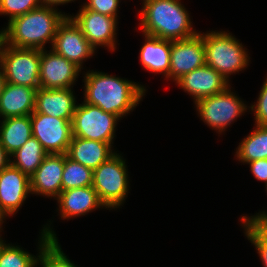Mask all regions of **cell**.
<instances>
[{
	"label": "cell",
	"mask_w": 267,
	"mask_h": 267,
	"mask_svg": "<svg viewBox=\"0 0 267 267\" xmlns=\"http://www.w3.org/2000/svg\"><path fill=\"white\" fill-rule=\"evenodd\" d=\"M66 16L56 7L41 5L8 22L0 30L3 41L16 48L44 50L47 43L52 46L57 27Z\"/></svg>",
	"instance_id": "2"
},
{
	"label": "cell",
	"mask_w": 267,
	"mask_h": 267,
	"mask_svg": "<svg viewBox=\"0 0 267 267\" xmlns=\"http://www.w3.org/2000/svg\"><path fill=\"white\" fill-rule=\"evenodd\" d=\"M93 183V170L72 160L64 154L62 191L72 188L88 187Z\"/></svg>",
	"instance_id": "26"
},
{
	"label": "cell",
	"mask_w": 267,
	"mask_h": 267,
	"mask_svg": "<svg viewBox=\"0 0 267 267\" xmlns=\"http://www.w3.org/2000/svg\"><path fill=\"white\" fill-rule=\"evenodd\" d=\"M140 26L143 34L166 40H182L196 35L189 12L180 0H143Z\"/></svg>",
	"instance_id": "3"
},
{
	"label": "cell",
	"mask_w": 267,
	"mask_h": 267,
	"mask_svg": "<svg viewBox=\"0 0 267 267\" xmlns=\"http://www.w3.org/2000/svg\"><path fill=\"white\" fill-rule=\"evenodd\" d=\"M0 122V143L10 155L32 137L30 115L9 117Z\"/></svg>",
	"instance_id": "22"
},
{
	"label": "cell",
	"mask_w": 267,
	"mask_h": 267,
	"mask_svg": "<svg viewBox=\"0 0 267 267\" xmlns=\"http://www.w3.org/2000/svg\"><path fill=\"white\" fill-rule=\"evenodd\" d=\"M64 154H47L30 177L31 194L56 199L62 191Z\"/></svg>",
	"instance_id": "16"
},
{
	"label": "cell",
	"mask_w": 267,
	"mask_h": 267,
	"mask_svg": "<svg viewBox=\"0 0 267 267\" xmlns=\"http://www.w3.org/2000/svg\"><path fill=\"white\" fill-rule=\"evenodd\" d=\"M6 83V79H5V76H4V72L0 66V96L2 94V91H3V88H4V85Z\"/></svg>",
	"instance_id": "36"
},
{
	"label": "cell",
	"mask_w": 267,
	"mask_h": 267,
	"mask_svg": "<svg viewBox=\"0 0 267 267\" xmlns=\"http://www.w3.org/2000/svg\"><path fill=\"white\" fill-rule=\"evenodd\" d=\"M40 59L39 49L16 48L4 41L0 48V66L6 82L14 85L40 88Z\"/></svg>",
	"instance_id": "6"
},
{
	"label": "cell",
	"mask_w": 267,
	"mask_h": 267,
	"mask_svg": "<svg viewBox=\"0 0 267 267\" xmlns=\"http://www.w3.org/2000/svg\"><path fill=\"white\" fill-rule=\"evenodd\" d=\"M32 136L47 154H66L72 139V122L33 112L30 115Z\"/></svg>",
	"instance_id": "9"
},
{
	"label": "cell",
	"mask_w": 267,
	"mask_h": 267,
	"mask_svg": "<svg viewBox=\"0 0 267 267\" xmlns=\"http://www.w3.org/2000/svg\"><path fill=\"white\" fill-rule=\"evenodd\" d=\"M206 64L203 33L186 39L171 41L169 80L177 81Z\"/></svg>",
	"instance_id": "12"
},
{
	"label": "cell",
	"mask_w": 267,
	"mask_h": 267,
	"mask_svg": "<svg viewBox=\"0 0 267 267\" xmlns=\"http://www.w3.org/2000/svg\"><path fill=\"white\" fill-rule=\"evenodd\" d=\"M46 155L47 153L41 143L32 136L20 149L10 155L11 165L30 178L41 165Z\"/></svg>",
	"instance_id": "25"
},
{
	"label": "cell",
	"mask_w": 267,
	"mask_h": 267,
	"mask_svg": "<svg viewBox=\"0 0 267 267\" xmlns=\"http://www.w3.org/2000/svg\"><path fill=\"white\" fill-rule=\"evenodd\" d=\"M31 194L30 178L11 164L0 171V210L14 216Z\"/></svg>",
	"instance_id": "14"
},
{
	"label": "cell",
	"mask_w": 267,
	"mask_h": 267,
	"mask_svg": "<svg viewBox=\"0 0 267 267\" xmlns=\"http://www.w3.org/2000/svg\"><path fill=\"white\" fill-rule=\"evenodd\" d=\"M4 242L3 238L0 237V248H1V244Z\"/></svg>",
	"instance_id": "39"
},
{
	"label": "cell",
	"mask_w": 267,
	"mask_h": 267,
	"mask_svg": "<svg viewBox=\"0 0 267 267\" xmlns=\"http://www.w3.org/2000/svg\"><path fill=\"white\" fill-rule=\"evenodd\" d=\"M6 217L7 216L0 210V233L3 231L2 227H3V223H4V220L6 219ZM1 236L2 235L0 234V237Z\"/></svg>",
	"instance_id": "37"
},
{
	"label": "cell",
	"mask_w": 267,
	"mask_h": 267,
	"mask_svg": "<svg viewBox=\"0 0 267 267\" xmlns=\"http://www.w3.org/2000/svg\"><path fill=\"white\" fill-rule=\"evenodd\" d=\"M264 81L256 103L248 108L254 112L255 124L260 126H267V76Z\"/></svg>",
	"instance_id": "30"
},
{
	"label": "cell",
	"mask_w": 267,
	"mask_h": 267,
	"mask_svg": "<svg viewBox=\"0 0 267 267\" xmlns=\"http://www.w3.org/2000/svg\"><path fill=\"white\" fill-rule=\"evenodd\" d=\"M78 13L74 16L69 15L80 27L83 35L95 48L107 47L109 51L116 50V31L118 30V19L103 15L80 6ZM99 46V47H98Z\"/></svg>",
	"instance_id": "11"
},
{
	"label": "cell",
	"mask_w": 267,
	"mask_h": 267,
	"mask_svg": "<svg viewBox=\"0 0 267 267\" xmlns=\"http://www.w3.org/2000/svg\"><path fill=\"white\" fill-rule=\"evenodd\" d=\"M2 43H3V37H2V33L0 31V48H1Z\"/></svg>",
	"instance_id": "38"
},
{
	"label": "cell",
	"mask_w": 267,
	"mask_h": 267,
	"mask_svg": "<svg viewBox=\"0 0 267 267\" xmlns=\"http://www.w3.org/2000/svg\"><path fill=\"white\" fill-rule=\"evenodd\" d=\"M206 64L220 73L229 83L230 75L246 69L249 54L230 32L209 31L203 33Z\"/></svg>",
	"instance_id": "4"
},
{
	"label": "cell",
	"mask_w": 267,
	"mask_h": 267,
	"mask_svg": "<svg viewBox=\"0 0 267 267\" xmlns=\"http://www.w3.org/2000/svg\"><path fill=\"white\" fill-rule=\"evenodd\" d=\"M44 225L38 242L37 266L40 267H77L62 251L55 231Z\"/></svg>",
	"instance_id": "23"
},
{
	"label": "cell",
	"mask_w": 267,
	"mask_h": 267,
	"mask_svg": "<svg viewBox=\"0 0 267 267\" xmlns=\"http://www.w3.org/2000/svg\"><path fill=\"white\" fill-rule=\"evenodd\" d=\"M245 236L254 245L264 267H267V236L250 221L241 220Z\"/></svg>",
	"instance_id": "28"
},
{
	"label": "cell",
	"mask_w": 267,
	"mask_h": 267,
	"mask_svg": "<svg viewBox=\"0 0 267 267\" xmlns=\"http://www.w3.org/2000/svg\"><path fill=\"white\" fill-rule=\"evenodd\" d=\"M11 164L10 154L5 150V148L0 143V171L5 169Z\"/></svg>",
	"instance_id": "34"
},
{
	"label": "cell",
	"mask_w": 267,
	"mask_h": 267,
	"mask_svg": "<svg viewBox=\"0 0 267 267\" xmlns=\"http://www.w3.org/2000/svg\"><path fill=\"white\" fill-rule=\"evenodd\" d=\"M145 42L140 49L143 68L152 73H160L169 79L171 40L143 34Z\"/></svg>",
	"instance_id": "21"
},
{
	"label": "cell",
	"mask_w": 267,
	"mask_h": 267,
	"mask_svg": "<svg viewBox=\"0 0 267 267\" xmlns=\"http://www.w3.org/2000/svg\"><path fill=\"white\" fill-rule=\"evenodd\" d=\"M240 220L253 222L267 236V211H260L252 216H242Z\"/></svg>",
	"instance_id": "33"
},
{
	"label": "cell",
	"mask_w": 267,
	"mask_h": 267,
	"mask_svg": "<svg viewBox=\"0 0 267 267\" xmlns=\"http://www.w3.org/2000/svg\"><path fill=\"white\" fill-rule=\"evenodd\" d=\"M112 146L110 143L72 136L66 155L94 170L116 153Z\"/></svg>",
	"instance_id": "20"
},
{
	"label": "cell",
	"mask_w": 267,
	"mask_h": 267,
	"mask_svg": "<svg viewBox=\"0 0 267 267\" xmlns=\"http://www.w3.org/2000/svg\"><path fill=\"white\" fill-rule=\"evenodd\" d=\"M4 241L0 248V267H37V257L18 245Z\"/></svg>",
	"instance_id": "27"
},
{
	"label": "cell",
	"mask_w": 267,
	"mask_h": 267,
	"mask_svg": "<svg viewBox=\"0 0 267 267\" xmlns=\"http://www.w3.org/2000/svg\"><path fill=\"white\" fill-rule=\"evenodd\" d=\"M250 171L258 181L265 182L267 184V159H258L249 163Z\"/></svg>",
	"instance_id": "32"
},
{
	"label": "cell",
	"mask_w": 267,
	"mask_h": 267,
	"mask_svg": "<svg viewBox=\"0 0 267 267\" xmlns=\"http://www.w3.org/2000/svg\"><path fill=\"white\" fill-rule=\"evenodd\" d=\"M79 72L81 74V69L78 66L55 53L52 49L50 51L46 49L41 50L39 67L40 88H73L78 76H80Z\"/></svg>",
	"instance_id": "13"
},
{
	"label": "cell",
	"mask_w": 267,
	"mask_h": 267,
	"mask_svg": "<svg viewBox=\"0 0 267 267\" xmlns=\"http://www.w3.org/2000/svg\"><path fill=\"white\" fill-rule=\"evenodd\" d=\"M120 119L119 116L105 112L96 105L78 103L72 120V136L112 145Z\"/></svg>",
	"instance_id": "8"
},
{
	"label": "cell",
	"mask_w": 267,
	"mask_h": 267,
	"mask_svg": "<svg viewBox=\"0 0 267 267\" xmlns=\"http://www.w3.org/2000/svg\"><path fill=\"white\" fill-rule=\"evenodd\" d=\"M72 89L38 88L36 91L34 112L72 122L74 112L78 105L76 104V97Z\"/></svg>",
	"instance_id": "17"
},
{
	"label": "cell",
	"mask_w": 267,
	"mask_h": 267,
	"mask_svg": "<svg viewBox=\"0 0 267 267\" xmlns=\"http://www.w3.org/2000/svg\"><path fill=\"white\" fill-rule=\"evenodd\" d=\"M59 205L58 215L64 219L85 216L97 208H106L99 199L97 192L91 186L63 190L56 198Z\"/></svg>",
	"instance_id": "18"
},
{
	"label": "cell",
	"mask_w": 267,
	"mask_h": 267,
	"mask_svg": "<svg viewBox=\"0 0 267 267\" xmlns=\"http://www.w3.org/2000/svg\"><path fill=\"white\" fill-rule=\"evenodd\" d=\"M255 128L239 143L236 159L243 164L267 159V126L254 124Z\"/></svg>",
	"instance_id": "24"
},
{
	"label": "cell",
	"mask_w": 267,
	"mask_h": 267,
	"mask_svg": "<svg viewBox=\"0 0 267 267\" xmlns=\"http://www.w3.org/2000/svg\"><path fill=\"white\" fill-rule=\"evenodd\" d=\"M41 5L39 0H0V15H8L10 22Z\"/></svg>",
	"instance_id": "29"
},
{
	"label": "cell",
	"mask_w": 267,
	"mask_h": 267,
	"mask_svg": "<svg viewBox=\"0 0 267 267\" xmlns=\"http://www.w3.org/2000/svg\"><path fill=\"white\" fill-rule=\"evenodd\" d=\"M42 5L45 6H53L57 8V5H65L66 3H71L72 1L76 0H39Z\"/></svg>",
	"instance_id": "35"
},
{
	"label": "cell",
	"mask_w": 267,
	"mask_h": 267,
	"mask_svg": "<svg viewBox=\"0 0 267 267\" xmlns=\"http://www.w3.org/2000/svg\"><path fill=\"white\" fill-rule=\"evenodd\" d=\"M193 97L194 103L207 96L223 92L230 83L207 64L183 75L175 84Z\"/></svg>",
	"instance_id": "15"
},
{
	"label": "cell",
	"mask_w": 267,
	"mask_h": 267,
	"mask_svg": "<svg viewBox=\"0 0 267 267\" xmlns=\"http://www.w3.org/2000/svg\"><path fill=\"white\" fill-rule=\"evenodd\" d=\"M37 89L6 82L0 96V117L31 115L35 110Z\"/></svg>",
	"instance_id": "19"
},
{
	"label": "cell",
	"mask_w": 267,
	"mask_h": 267,
	"mask_svg": "<svg viewBox=\"0 0 267 267\" xmlns=\"http://www.w3.org/2000/svg\"><path fill=\"white\" fill-rule=\"evenodd\" d=\"M229 85L223 92L195 102L200 119L220 135L227 127L247 112V106Z\"/></svg>",
	"instance_id": "7"
},
{
	"label": "cell",
	"mask_w": 267,
	"mask_h": 267,
	"mask_svg": "<svg viewBox=\"0 0 267 267\" xmlns=\"http://www.w3.org/2000/svg\"><path fill=\"white\" fill-rule=\"evenodd\" d=\"M51 49L73 62L81 70L83 63L94 56L96 52V49L83 35L80 27L69 15L58 25Z\"/></svg>",
	"instance_id": "10"
},
{
	"label": "cell",
	"mask_w": 267,
	"mask_h": 267,
	"mask_svg": "<svg viewBox=\"0 0 267 267\" xmlns=\"http://www.w3.org/2000/svg\"><path fill=\"white\" fill-rule=\"evenodd\" d=\"M119 3L120 0H88L83 6L91 11L117 18Z\"/></svg>",
	"instance_id": "31"
},
{
	"label": "cell",
	"mask_w": 267,
	"mask_h": 267,
	"mask_svg": "<svg viewBox=\"0 0 267 267\" xmlns=\"http://www.w3.org/2000/svg\"><path fill=\"white\" fill-rule=\"evenodd\" d=\"M126 160L119 153L111 156L93 170L92 187L109 210L123 206L129 191V175Z\"/></svg>",
	"instance_id": "5"
},
{
	"label": "cell",
	"mask_w": 267,
	"mask_h": 267,
	"mask_svg": "<svg viewBox=\"0 0 267 267\" xmlns=\"http://www.w3.org/2000/svg\"><path fill=\"white\" fill-rule=\"evenodd\" d=\"M84 74V101L120 118L132 112L146 93L139 82L96 70Z\"/></svg>",
	"instance_id": "1"
}]
</instances>
